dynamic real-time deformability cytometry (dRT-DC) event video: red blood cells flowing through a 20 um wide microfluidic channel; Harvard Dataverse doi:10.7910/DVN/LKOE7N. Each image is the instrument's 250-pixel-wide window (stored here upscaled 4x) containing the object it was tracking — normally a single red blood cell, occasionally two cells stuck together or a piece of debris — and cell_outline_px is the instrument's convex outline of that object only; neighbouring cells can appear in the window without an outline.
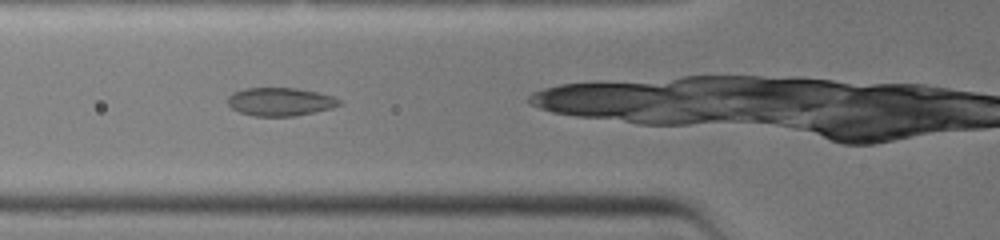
{"species": "common noctule bat (a hibernating species)", "species_latin": "Nyctalus noctula", "temperature_condition": "warm", "stored_images_in_passage": 30, "camera_frame_rate_fps": 3000, "um_per_image_px": 0.085, "animal": {"sex": "female", "body_mass_g": 19.0, "forearm_length_mm": 51.5}, "frame": {"image": 1, "passage_image": 7, "time_ms": 2.0, "image_size_px": [1000, 240], "cell_outline_px": [[340, 104], [332, 108], [296, 116], [252, 116], [240, 112], [232, 108], [228, 104], [228, 96], [232, 92], [244, 88], [296, 88], [316, 92], [332, 96], [340, 100]], "centroid_in_image_um": [23.79, 8.65], "position_along_channel_um": 102.0, "area_um2": 18.32}}
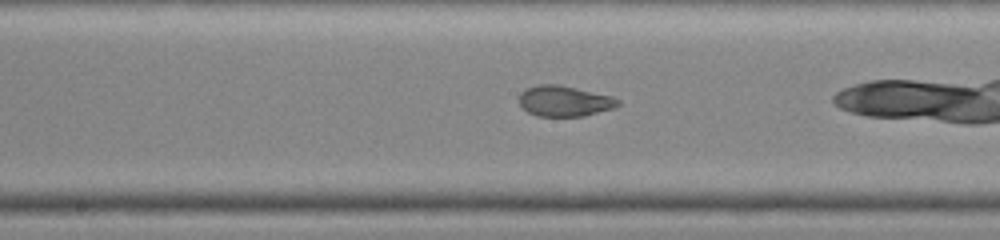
{"frame": {"image": 2, "passage_image": 13, "time_ms": 4.0, "image_size_px": [1000, 240], "cell_outline_px": [[620, 104], [616, 108], [584, 116], [536, 116], [528, 112], [520, 104], [520, 92], [528, 88], [540, 84], [560, 84], [612, 96], [620, 100]], "centroid_in_image_um": [48.02, 8.59], "position_along_channel_um": 200.2, "area_um2": 17.74}}
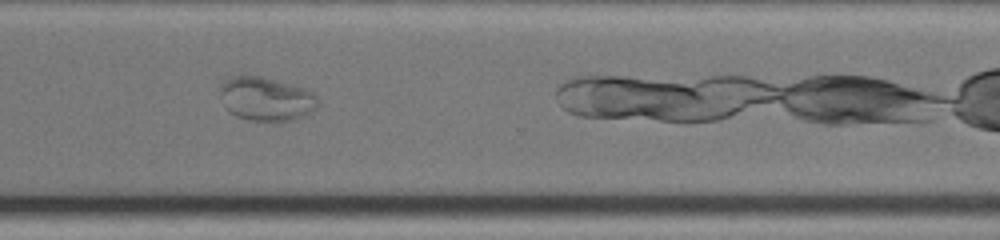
{"frame": {"image": 3, "passage_image": 22, "time_ms": 7.0, "image_size_px": [1000, 240], "cell_outline_px": [[320, 104], [312, 112], [296, 120], [272, 124], [252, 120], [236, 116], [228, 112], [224, 108], [220, 96], [220, 84], [228, 76], [264, 76], [292, 84], [304, 88], [312, 92], [316, 96]], "centroid_in_image_um": [22.62, 8.44], "position_along_channel_um": 348.0, "area_um2": 25.95}}